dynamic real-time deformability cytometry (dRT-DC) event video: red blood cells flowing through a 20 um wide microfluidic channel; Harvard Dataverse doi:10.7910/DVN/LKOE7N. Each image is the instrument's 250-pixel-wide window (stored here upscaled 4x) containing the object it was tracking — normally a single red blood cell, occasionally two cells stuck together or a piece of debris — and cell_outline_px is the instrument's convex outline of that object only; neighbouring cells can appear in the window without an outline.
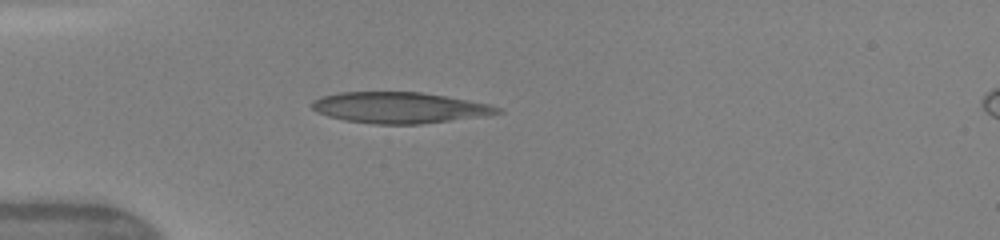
{"species": "human", "species_latin": "Homo sapiens", "temperature_condition": "warm", "stored_images_in_passage": 35, "camera_frame_rate_fps": 3000, "um_per_image_px": 0.085, "donor": {"sex": "female"}, "frame": {"image": 1, "passage_image": 1, "time_ms": 0.0, "image_size_px": [1000, 240], "cell_outline_px": [[504, 112], [488, 116], [420, 124], [376, 124], [344, 120], [328, 116], [316, 112], [312, 108], [312, 100], [320, 96], [340, 92], [420, 92], [468, 100], [488, 104], [504, 108]], "centroid_in_image_um": [33.98, 9.15], "position_along_channel_um": 51.0, "area_um2": 33.76}}
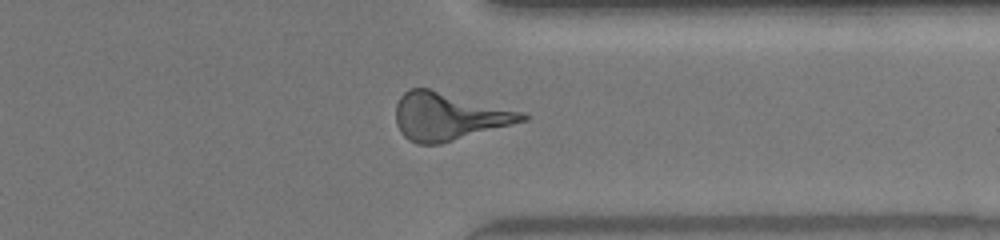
{"frame": {"image": 2, "passage_image": 25, "time_ms": 8.0, "image_size_px": [1000, 240], "cell_outline_px": [[532, 116], [528, 120], [440, 144], [416, 144], [408, 140], [400, 132], [396, 124], [396, 104], [400, 96], [408, 88], [428, 88], [520, 112]], "centroid_in_image_um": [38.09, 9.91], "position_along_channel_um": 373.3, "area_um2": 34.8}}
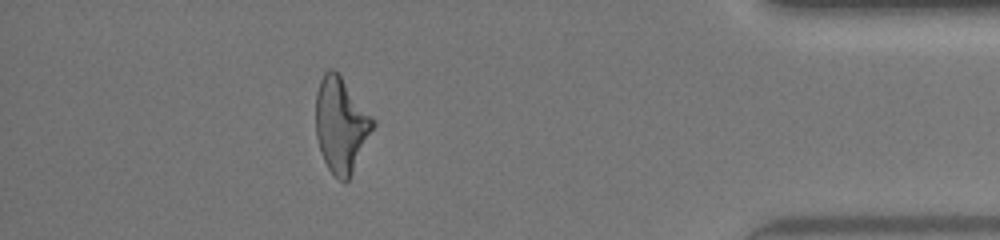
{"frame": {"image": 3, "passage_image": 30, "time_ms": 9.667, "image_size_px": [1000, 240], "cell_outline_px": [[376, 124], [348, 180], [344, 184], [328, 168], [320, 152], [316, 136], [316, 92], [320, 80], [324, 72], [328, 68], [332, 68], [340, 72], [376, 120]], "centroid_in_image_um": [28.99, 10.55], "position_along_channel_um": 406.2, "area_um2": 32.08}, "authors_computed_cell_mechanics": {"area_um2": 32.8882, "velocity_mm_per_s": 4.2116, "shape_relaxation_time_tau1_ms": 6.7061, "shape_relaxation_time_tau2_ms": 1.9895, "deformation_change_tau1": 0.2601, "deformation_change_tau2": 0.1614}}